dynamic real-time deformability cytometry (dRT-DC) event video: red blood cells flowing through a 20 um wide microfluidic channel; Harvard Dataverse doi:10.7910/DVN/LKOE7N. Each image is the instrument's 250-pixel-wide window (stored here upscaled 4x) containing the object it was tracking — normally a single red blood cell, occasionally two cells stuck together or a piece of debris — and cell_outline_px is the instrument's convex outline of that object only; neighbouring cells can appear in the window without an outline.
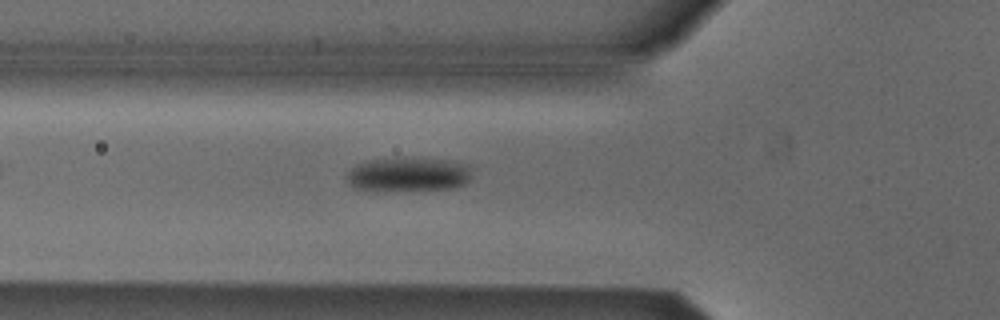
{"species": "Egyptian fruit bat (a non-hibernating species)", "species_latin": "Rousettus aegyptiacus", "temperature_condition": "cold", "stored_images_in_passage": 5, "camera_frame_rate_fps": 3000, "um_per_image_px": 0.085, "animal": {"sex": "male"}, "frame": {"image": 1, "passage_image": 5, "time_ms": 1.333, "image_size_px": [1000, 320], "cell_outline_px": [[468, 180], [464, 184], [452, 188], [376, 192], [352, 188], [348, 184], [348, 172], [356, 164], [372, 160], [396, 156], [444, 160], [468, 168]], "centroid_in_image_um": [34.54, 14.85], "position_along_channel_um": 91.3, "area_um2": 24.97}}